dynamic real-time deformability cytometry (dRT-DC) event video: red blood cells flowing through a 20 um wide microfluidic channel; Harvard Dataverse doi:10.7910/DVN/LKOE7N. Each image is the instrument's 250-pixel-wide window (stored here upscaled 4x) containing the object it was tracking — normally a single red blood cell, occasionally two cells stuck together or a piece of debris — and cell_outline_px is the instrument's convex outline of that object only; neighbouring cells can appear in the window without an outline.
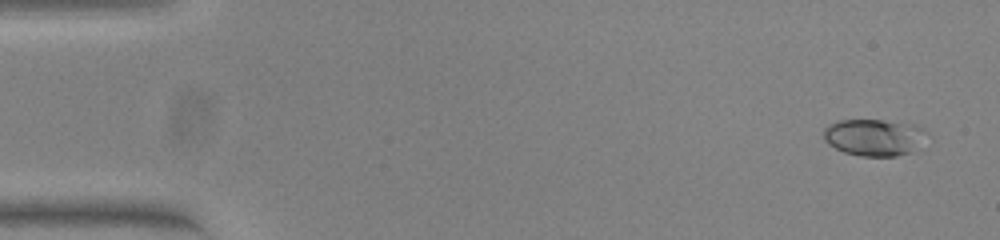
{"species": "common noctule bat (a hibernating species)", "species_latin": "Nyctalus noctula", "temperature_condition": "warm", "stored_images_in_passage": 54, "camera_frame_rate_fps": 3000, "um_per_image_px": 0.085, "animal": {"sex": "female", "body_mass_g": 23.0, "forearm_length_mm": 53.4}, "frame": {"image": 1, "passage_image": 3, "time_ms": 0.667, "image_size_px": [1000, 240], "cell_outline_px": [[924, 132], [908, 152], [896, 156], [860, 156], [844, 152], [828, 144], [824, 140], [824, 128], [828, 124], [836, 120], [884, 120], [912, 124], [924, 128]], "centroid_in_image_um": [74.15, 11.65], "position_along_channel_um": 10.9, "area_um2": 21.44}}
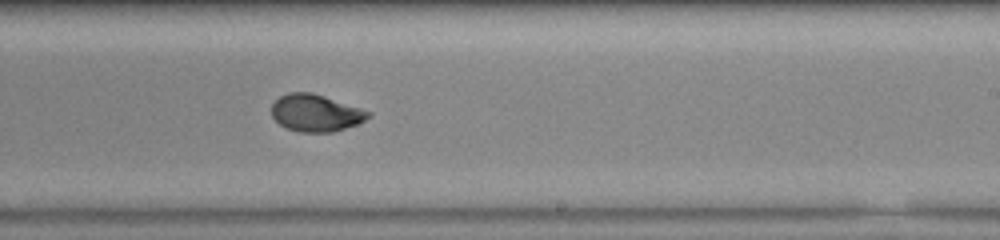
{"frame": {"image": 2, "passage_image": 33, "time_ms": 10.667, "image_size_px": [1000, 240], "cell_outline_px": [[372, 116], [356, 124], [332, 132], [300, 132], [288, 128], [280, 124], [272, 116], [272, 104], [280, 96], [288, 92], [312, 92], [372, 112]], "centroid_in_image_um": [26.83, 9.59], "position_along_channel_um": 262.2, "area_um2": 20.69}}
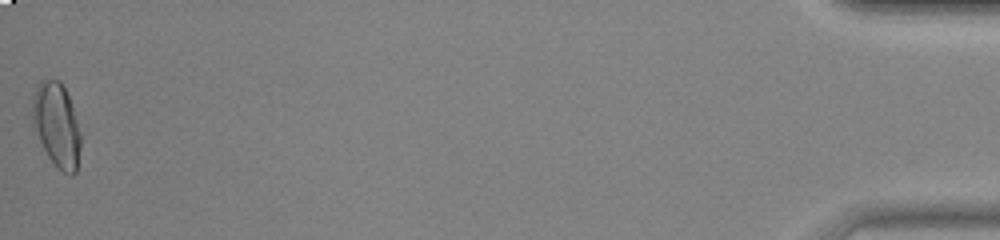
{"frame": {"image": 3, "passage_image": 54, "time_ms": 17.667, "image_size_px": [1000, 240], "cell_outline_px": [[80, 148], [76, 172], [72, 176], [68, 176], [56, 168], [32, 132], [32, 96], [40, 80], [60, 80], [68, 96], [76, 120], [80, 136]], "centroid_in_image_um": [4.77, 10.67], "position_along_channel_um": 430.4, "area_um2": 23.99}, "authors_computed_cell_mechanics": {"area_um2": 20.9814, "velocity_mm_per_s": 3.8196, "shape_relaxation_time_tau1_ms": 8.7024, "shape_relaxation_time_tau2_ms": 1.1092, "deformation_change_tau1": 0.2323, "deformation_change_tau2": 0.0433}}